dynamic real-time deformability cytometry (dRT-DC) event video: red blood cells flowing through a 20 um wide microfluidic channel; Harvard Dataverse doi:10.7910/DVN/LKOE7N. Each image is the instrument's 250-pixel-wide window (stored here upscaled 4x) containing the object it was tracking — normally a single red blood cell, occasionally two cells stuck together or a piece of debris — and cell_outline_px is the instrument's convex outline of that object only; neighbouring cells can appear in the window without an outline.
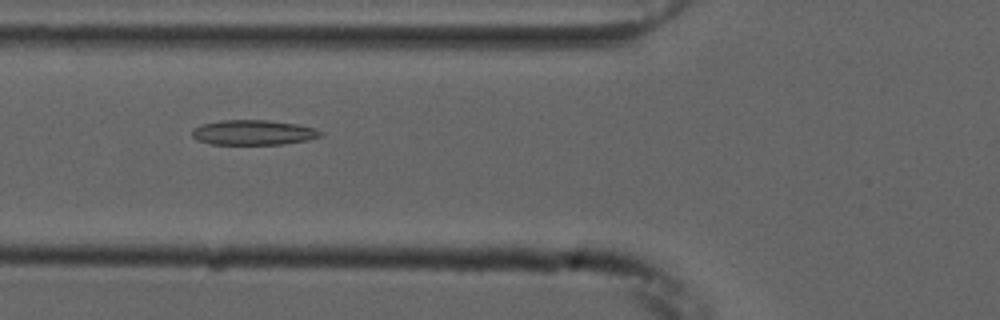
{"species": "common noctule bat (a hibernating species)", "species_latin": "Nyctalus noctula", "temperature_condition": "cold", "stored_images_in_passage": 54, "camera_frame_rate_fps": 3000, "um_per_image_px": 0.085, "animal": {"sex": "male", "forearm_length_mm": 52.5}, "frame": {"image": 1, "passage_image": 20, "time_ms": 6.333, "image_size_px": [1000, 320], "cell_outline_px": [[324, 136], [308, 140], [280, 144], [212, 144], [196, 140], [192, 136], [192, 128], [200, 124], [220, 120], [268, 120], [296, 124], [316, 128], [324, 132]], "centroid_in_image_um": [21.54, 11.25], "position_along_channel_um": 104.3, "area_um2": 18.9}}
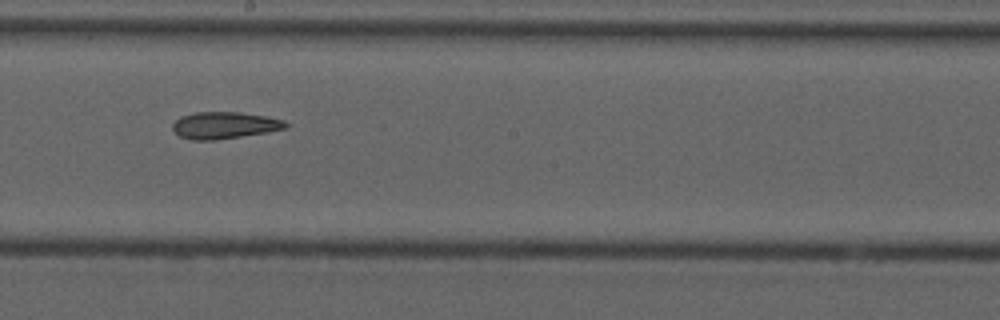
{"frame": {"image": 2, "passage_image": 30, "time_ms": 9.667, "image_size_px": [1000, 320], "cell_outline_px": [[288, 128], [268, 132], [212, 140], [192, 140], [180, 136], [172, 128], [172, 124], [180, 116], [196, 112], [240, 112], [264, 116], [284, 120], [288, 124]], "centroid_in_image_um": [19.08, 10.64], "position_along_channel_um": 229.1, "area_um2": 17.57}}
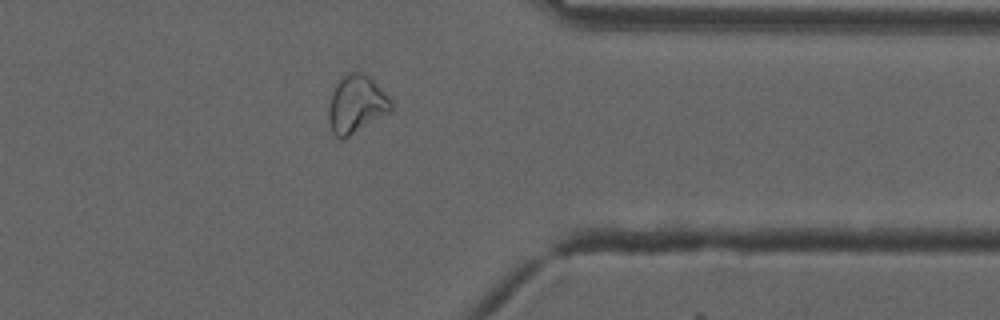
{"frame": {"image": 3, "passage_image": 43, "time_ms": 14.0, "image_size_px": [1000, 320], "cell_outline_px": [[392, 108], [388, 112], [348, 136], [336, 136], [332, 132], [328, 120], [328, 104], [332, 92], [336, 84], [348, 72], [364, 72], [392, 100]], "centroid_in_image_um": [30.26, 8.83], "position_along_channel_um": 381.1, "area_um2": 20.46}, "authors_computed_cell_mechanics": {"area_um2": 20.3745, "velocity_mm_per_s": 3.7452, "shape_relaxation_time_tau1_ms": null, "shape_relaxation_time_tau2_ms": 3.6706, "deformation_change_tau1": null, "deformation_change_tau2": 0.1036}}